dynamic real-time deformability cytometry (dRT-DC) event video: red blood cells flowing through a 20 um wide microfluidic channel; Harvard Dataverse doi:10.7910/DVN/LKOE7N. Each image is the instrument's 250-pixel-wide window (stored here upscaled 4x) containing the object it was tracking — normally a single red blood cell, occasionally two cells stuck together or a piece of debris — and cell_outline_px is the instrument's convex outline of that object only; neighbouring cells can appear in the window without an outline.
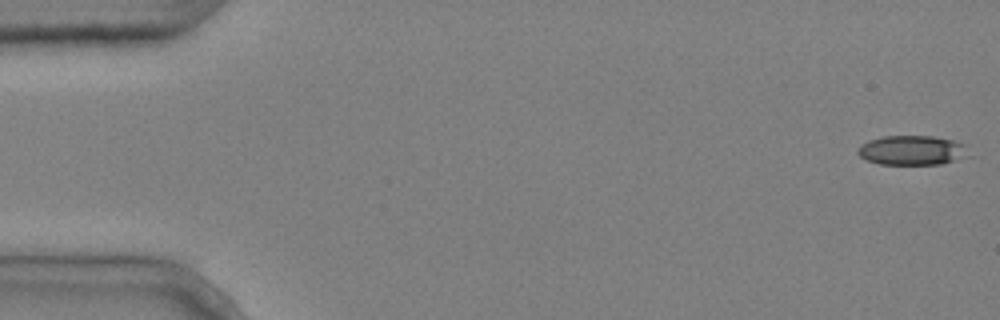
{"species": "common noctule bat (a hibernating species)", "species_latin": "Nyctalus noctula", "temperature_condition": "cold", "stored_images_in_passage": 6, "camera_frame_rate_fps": 3000, "um_per_image_px": 0.085, "animal": {"sex": "male", "body_mass_g": 20.4}, "frame": {"image": 1, "passage_image": 1, "time_ms": 0.0, "image_size_px": [1000, 320], "cell_outline_px": [[972, 156], [940, 164], [880, 164], [868, 160], [860, 156], [856, 152], [860, 144], [868, 140], [884, 136], [932, 136], [952, 140], [968, 144]], "centroid_in_image_um": [77.6, 12.77], "position_along_channel_um": 7.4, "area_um2": 19.42}}
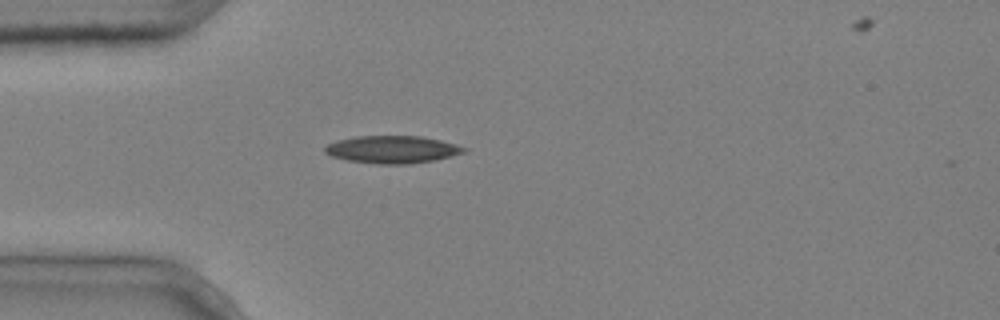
{"frame": {"image": 2, "passage_image": 5, "time_ms": 1.333, "image_size_px": [1000, 320], "cell_outline_px": [[468, 148], [464, 152], [432, 160], [408, 164], [376, 164], [348, 160], [332, 156], [324, 152], [324, 148], [328, 144], [336, 140], [356, 136], [420, 136], [440, 140], [456, 144]], "centroid_in_image_um": [33.31, 12.7], "position_along_channel_um": 51.7, "area_um2": 22.08}}